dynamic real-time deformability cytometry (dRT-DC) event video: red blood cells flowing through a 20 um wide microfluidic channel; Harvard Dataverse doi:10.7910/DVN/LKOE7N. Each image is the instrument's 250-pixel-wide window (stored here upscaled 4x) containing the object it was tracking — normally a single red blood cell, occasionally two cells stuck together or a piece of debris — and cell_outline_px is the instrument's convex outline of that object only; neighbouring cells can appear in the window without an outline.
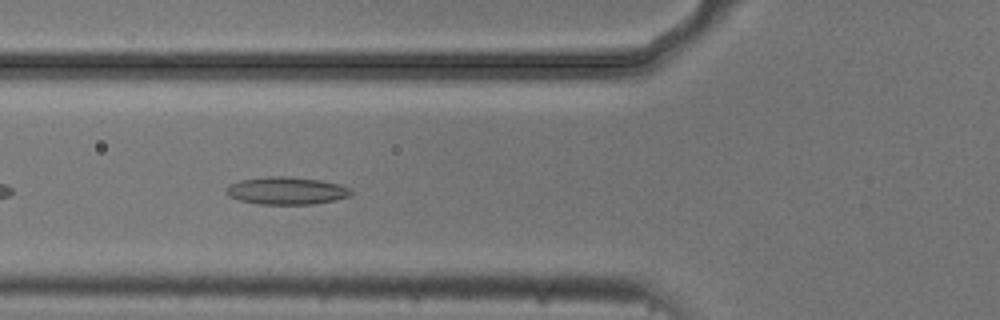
{"species": "common noctule bat (a hibernating species)", "species_latin": "Nyctalus noctula", "temperature_condition": "cold", "stored_images_in_passage": 40, "camera_frame_rate_fps": 3000, "um_per_image_px": 0.085, "animal": {"sex": "male", "body_mass_g": 20.5, "forearm_length_mm": 52.5}, "frame": {"image": 1, "passage_image": 6, "time_ms": 1.667, "image_size_px": [1000, 320], "cell_outline_px": [[352, 196], [312, 204], [260, 204], [240, 200], [228, 196], [224, 192], [224, 188], [228, 184], [240, 180], [268, 176], [288, 176], [320, 180], [340, 184], [352, 188]], "centroid_in_image_um": [24.33, 16.2], "position_along_channel_um": 101.5, "area_um2": 20.23}}
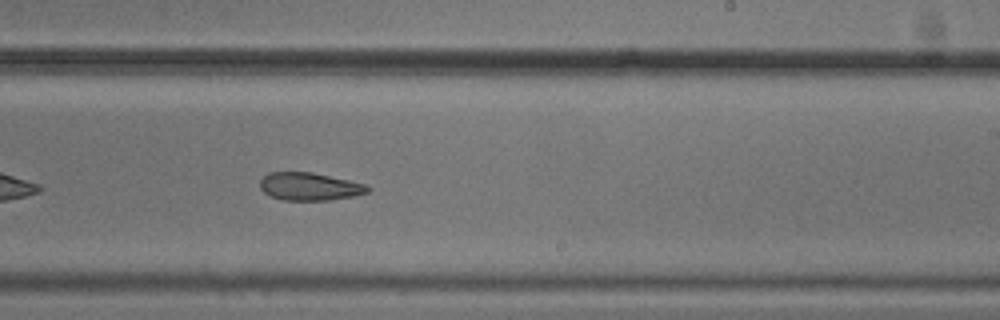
{"frame": {"image": 2, "passage_image": 19, "time_ms": 6.0, "image_size_px": [1000, 320], "cell_outline_px": [[372, 188], [368, 192], [356, 196], [328, 200], [280, 200], [264, 192], [260, 188], [260, 180], [268, 172], [312, 172], [348, 180], [364, 184]], "centroid_in_image_um": [26.31, 15.85], "position_along_channel_um": 262.7, "area_um2": 17.46}}
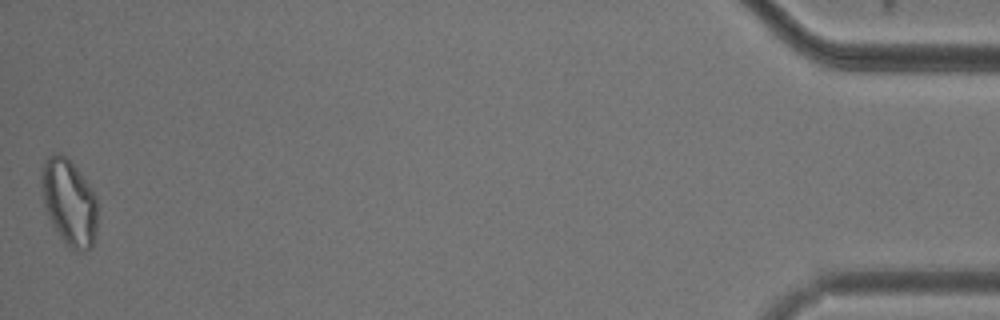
{"frame": {"image": 3, "passage_image": 40, "time_ms": 13.0, "image_size_px": [1000, 320], "cell_outline_px": [[96, 236], [92, 248], [84, 252], [76, 252], [64, 244], [52, 224], [48, 216], [44, 204], [40, 180], [40, 176], [44, 160], [48, 156], [56, 152], [60, 152], [76, 168], [96, 196]], "centroid_in_image_um": [5.86, 17.24], "position_along_channel_um": 429.3, "area_um2": 28.26}, "authors_computed_cell_mechanics": {"area_um2": 19.3919, "velocity_mm_per_s": 3.716, "shape_relaxation_time_tau1_ms": null, "shape_relaxation_time_tau2_ms": 6.1735, "deformation_change_tau1": null, "deformation_change_tau2": 0.1486}}